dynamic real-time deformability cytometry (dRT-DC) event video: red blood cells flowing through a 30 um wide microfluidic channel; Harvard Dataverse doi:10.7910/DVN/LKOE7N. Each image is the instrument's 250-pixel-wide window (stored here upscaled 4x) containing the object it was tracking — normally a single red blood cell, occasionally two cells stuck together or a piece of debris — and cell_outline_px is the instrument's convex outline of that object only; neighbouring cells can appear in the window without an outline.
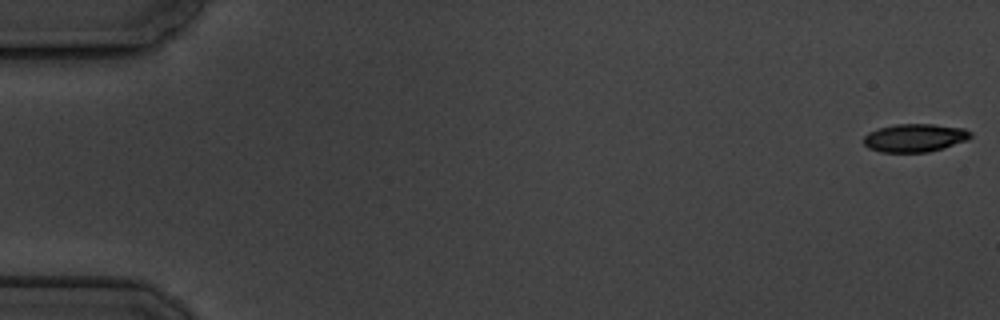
{"species": "common noctule bat (a hibernating species)", "species_latin": "Nyctalus noctula", "temperature_condition": "cold", "stored_images_in_passage": 6, "segment_of_instrument_passage": [2, 2], "camera_frame_rate_fps": 3000, "um_per_image_px": 0.085, "animal": {"sex": "male", "body_mass_g": 19.5, "forearm_length_mm": 54.6}, "frame": {"image": 1, "passage_image": 6, "time_ms": 6.667, "image_size_px": [1000, 320], "cell_outline_px": [[972, 136], [968, 140], [944, 148], [928, 152], [880, 152], [868, 148], [864, 144], [864, 136], [868, 132], [880, 128], [896, 124], [932, 124], [964, 128], [972, 132]], "centroid_in_image_um": [77.78, 11.72], "position_along_channel_um": 7.2, "area_um2": 17.63}}